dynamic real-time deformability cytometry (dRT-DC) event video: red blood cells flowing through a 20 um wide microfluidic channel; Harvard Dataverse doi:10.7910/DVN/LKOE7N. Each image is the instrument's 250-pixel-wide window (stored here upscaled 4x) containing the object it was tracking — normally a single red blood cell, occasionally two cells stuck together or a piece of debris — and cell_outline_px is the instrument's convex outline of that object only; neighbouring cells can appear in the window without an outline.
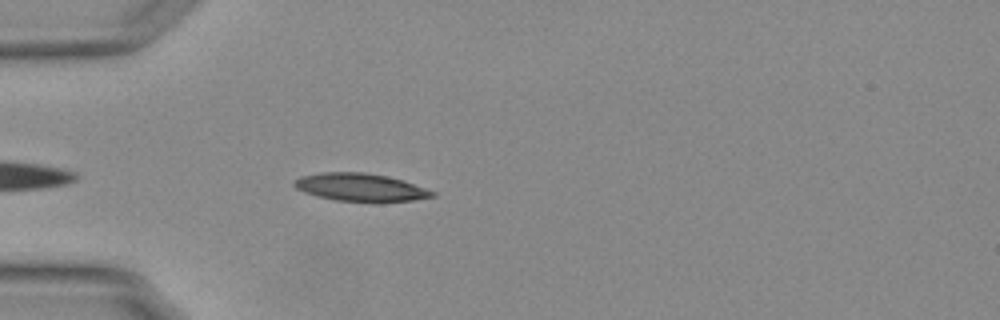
{"species": "Egyptian fruit bat (a non-hibernating species)", "species_latin": "Rousettus aegyptiacus", "temperature_condition": "warm", "stored_images_in_passage": 24, "camera_frame_rate_fps": 3000, "um_per_image_px": 0.085, "animal": {"sex": "female"}, "frame": {"image": 1, "passage_image": 4, "time_ms": 1.0, "image_size_px": [1000, 320], "cell_outline_px": [[436, 196], [412, 200], [336, 200], [304, 192], [296, 188], [292, 184], [292, 180], [300, 176], [320, 172], [364, 172], [388, 176], [404, 180], [436, 192]], "centroid_in_image_um": [30.6, 15.88], "position_along_channel_um": 54.4, "area_um2": 21.96}}